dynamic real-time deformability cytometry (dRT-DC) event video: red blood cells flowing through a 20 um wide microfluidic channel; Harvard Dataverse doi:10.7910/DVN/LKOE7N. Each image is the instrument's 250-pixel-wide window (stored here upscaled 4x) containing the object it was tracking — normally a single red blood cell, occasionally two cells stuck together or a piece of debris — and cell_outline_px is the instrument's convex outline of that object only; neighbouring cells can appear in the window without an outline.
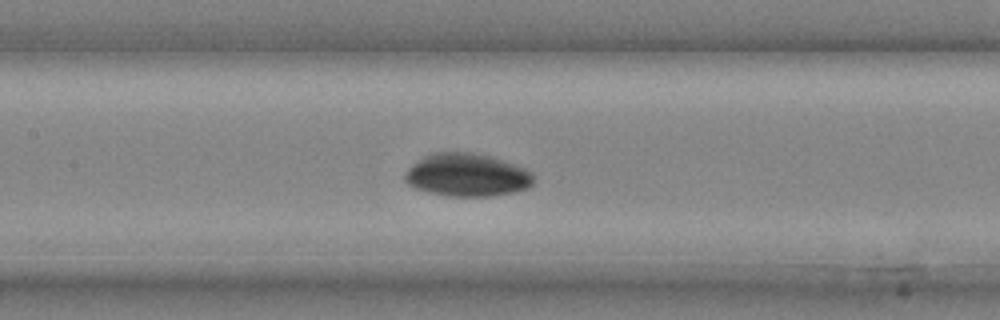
{"species": "common noctule bat (a hibernating species)", "species_latin": "Nyctalus noctula", "temperature_condition": "cold", "stored_images_in_passage": 31, "camera_frame_rate_fps": 3000, "um_per_image_px": 0.085, "animal": {"sex": "male", "body_mass_g": 20.4}, "frame": {"image": 1, "passage_image": 15, "time_ms": 4.667, "image_size_px": [1000, 320], "cell_outline_px": [[532, 184], [528, 188], [512, 192], [492, 196], [448, 196], [416, 188], [408, 184], [404, 180], [404, 176], [408, 168], [412, 164], [424, 156], [432, 152], [472, 152], [488, 156], [528, 168], [532, 172]], "centroid_in_image_um": [39.69, 14.87], "position_along_channel_um": 167.7, "area_um2": 32.08}}
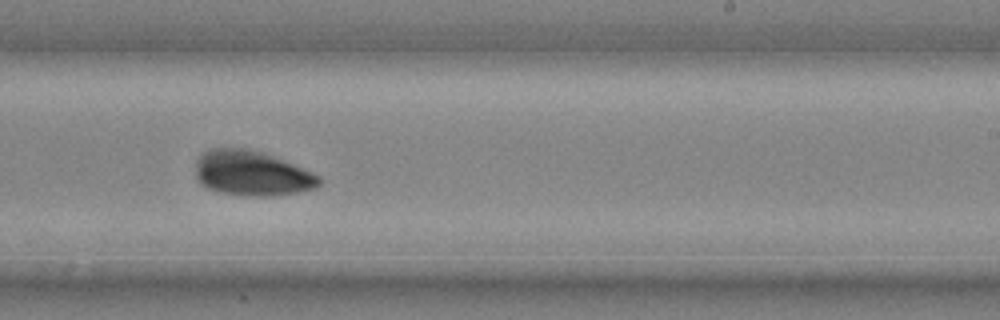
{"frame": {"image": 2, "passage_image": 20, "time_ms": 6.333, "image_size_px": [1000, 320], "cell_outline_px": [[320, 184], [316, 188], [296, 192], [272, 196], [252, 196], [220, 192], [208, 188], [200, 184], [196, 176], [196, 160], [204, 152], [212, 148], [240, 148], [272, 156], [304, 168], [320, 176]], "centroid_in_image_um": [21.4, 14.75], "position_along_channel_um": 267.6, "area_um2": 31.96}}
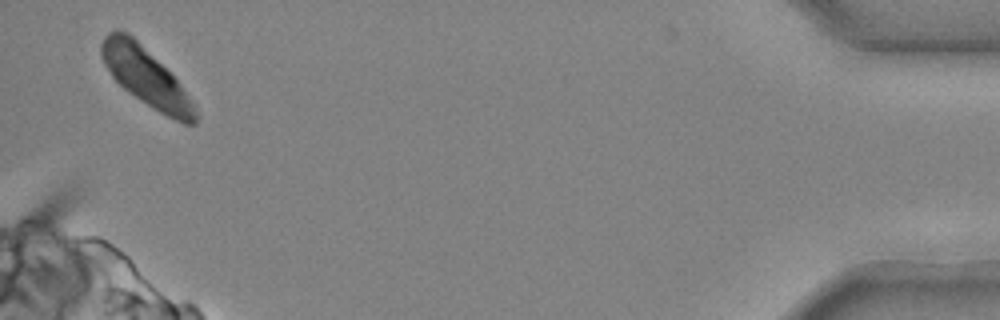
{"frame": {"image": 3, "passage_image": 31, "time_ms": 10.0, "image_size_px": [1000, 320], "cell_outline_px": [[200, 116], [196, 124], [184, 124], [152, 108], [128, 92], [112, 76], [104, 64], [100, 56], [100, 44], [104, 36], [108, 32], [128, 32], [176, 80]], "centroid_in_image_um": [12.37, 6.57], "position_along_channel_um": 422.8, "area_um2": 30.69}}